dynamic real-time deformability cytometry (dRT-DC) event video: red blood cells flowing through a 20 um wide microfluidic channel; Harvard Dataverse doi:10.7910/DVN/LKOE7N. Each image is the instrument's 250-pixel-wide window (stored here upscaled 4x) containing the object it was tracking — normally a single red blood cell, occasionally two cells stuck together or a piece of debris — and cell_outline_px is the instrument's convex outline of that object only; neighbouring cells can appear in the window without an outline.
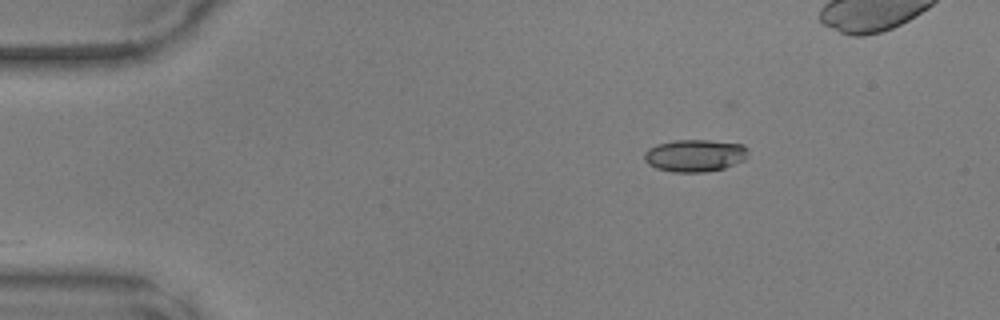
{"species": "common noctule bat (a hibernating species)", "species_latin": "Nyctalus noctula", "temperature_condition": "warm", "stored_images_in_passage": 24, "camera_frame_rate_fps": 3000, "um_per_image_px": 0.085, "animal": {"sex": "male", "body_mass_g": 17.9, "forearm_length_mm": 54.2}, "frame": {"image": 1, "passage_image": 1, "time_ms": 0.0, "image_size_px": [1000, 320], "cell_outline_px": [[748, 156], [744, 160], [724, 168], [704, 172], [672, 172], [656, 168], [648, 164], [644, 160], [644, 152], [648, 148], [656, 144], [672, 140], [708, 140], [744, 144], [748, 148]], "centroid_in_image_um": [59.06, 13.21], "position_along_channel_um": 25.9, "area_um2": 19.77}}
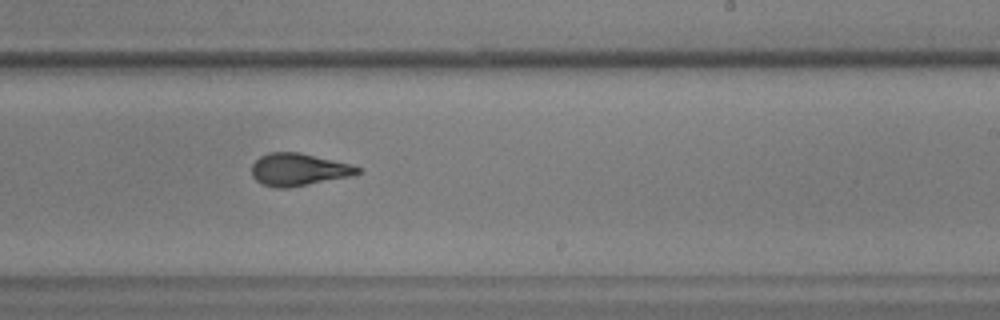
{"frame": {"image": 2, "passage_image": 23, "time_ms": 7.333, "image_size_px": [1000, 320], "cell_outline_px": [[360, 172], [352, 176], [288, 188], [276, 188], [260, 184], [252, 176], [252, 164], [260, 156], [268, 152], [300, 152], [352, 164], [360, 168]], "centroid_in_image_um": [25.37, 14.41], "position_along_channel_um": 263.6, "area_um2": 20.17}}